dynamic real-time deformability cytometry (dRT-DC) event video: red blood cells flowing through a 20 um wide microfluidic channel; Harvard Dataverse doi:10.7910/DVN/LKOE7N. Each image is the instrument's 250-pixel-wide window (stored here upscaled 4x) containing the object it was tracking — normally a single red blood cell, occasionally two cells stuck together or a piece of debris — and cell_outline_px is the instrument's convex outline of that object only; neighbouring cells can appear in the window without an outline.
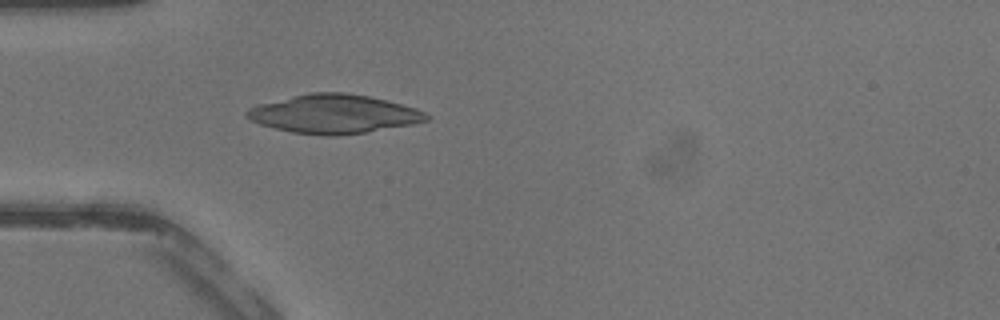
{"species": "common noctule bat (a hibernating species)", "species_latin": "Nyctalus noctula", "temperature_condition": "warm", "stored_images_in_passage": 30, "camera_frame_rate_fps": 3000, "um_per_image_px": 0.085, "animal": {"sex": "male", "body_mass_g": 13.3}, "frame": {"image": 1, "passage_image": 1, "time_ms": 0.0, "image_size_px": [1000, 320], "cell_outline_px": [[432, 116], [428, 120], [412, 124], [364, 132], [336, 136], [328, 136], [292, 132], [260, 124], [244, 116], [244, 112], [260, 104], [312, 92], [344, 92], [368, 96], [416, 108]], "centroid_in_image_um": [28.4, 9.69], "position_along_channel_um": 56.6, "area_um2": 40.0}}
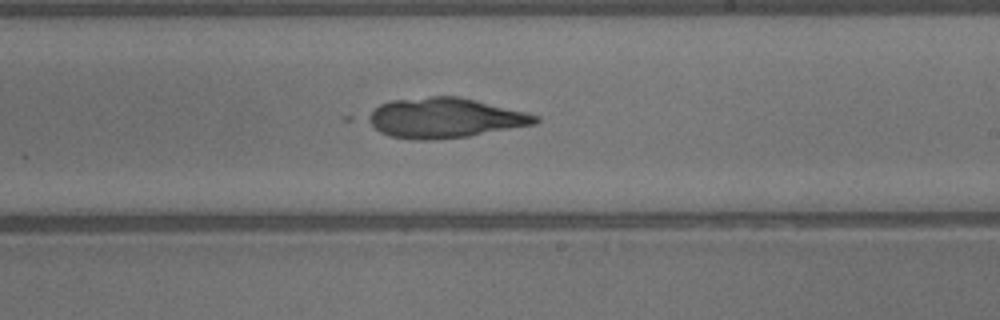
{"frame": {"image": 2, "passage_image": 13, "time_ms": 4.0, "image_size_px": [1000, 320], "cell_outline_px": [[540, 120], [536, 124], [468, 136], [424, 140], [412, 140], [392, 136], [380, 132], [364, 120], [364, 116], [380, 104], [392, 100], [432, 96], [460, 96], [540, 116]], "centroid_in_image_um": [37.75, 10.02], "position_along_channel_um": 251.2, "area_um2": 38.96}}
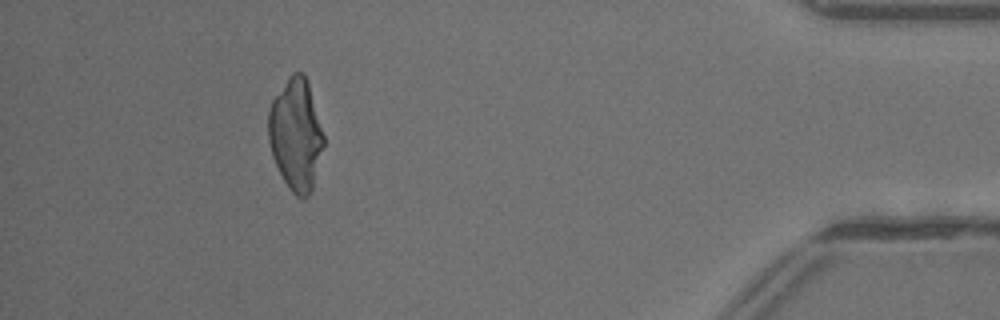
{"frame": {"image": 3, "passage_image": 26, "time_ms": 8.333, "image_size_px": [1000, 320], "cell_outline_px": [[324, 144], [312, 192], [304, 200], [300, 200], [288, 188], [272, 156], [268, 140], [268, 112], [272, 100], [288, 76], [292, 72], [304, 72], [308, 84], [324, 136]], "centroid_in_image_um": [25.14, 11.47], "position_along_channel_um": 410.1, "area_um2": 36.07}}